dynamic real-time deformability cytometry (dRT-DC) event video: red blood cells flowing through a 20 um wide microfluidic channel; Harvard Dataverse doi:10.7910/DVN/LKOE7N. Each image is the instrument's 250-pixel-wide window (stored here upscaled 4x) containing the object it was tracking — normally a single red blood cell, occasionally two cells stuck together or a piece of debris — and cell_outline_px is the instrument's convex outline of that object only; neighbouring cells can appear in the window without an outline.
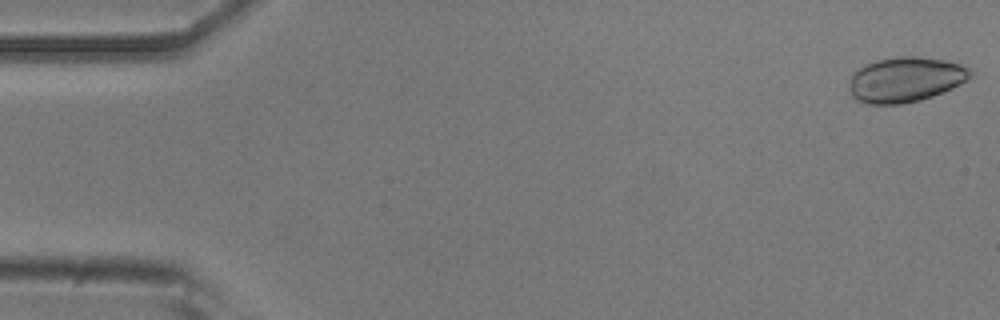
{"species": "common noctule bat (a hibernating species)", "species_latin": "Nyctalus noctula", "temperature_condition": "room temperature", "stored_images_in_passage": 10, "camera_frame_rate_fps": 3000, "um_per_image_px": 0.085, "animal": {"sex": "male", "body_mass_g": 20.5, "forearm_length_mm": 52.5}, "frame": {"image": 1, "passage_image": 1, "time_ms": 0.0, "image_size_px": [1000, 320], "cell_outline_px": [[972, 76], [960, 84], [952, 88], [932, 96], [920, 100], [900, 104], [868, 104], [856, 100], [852, 96], [852, 72], [876, 60], [900, 56], [916, 56], [944, 60], [960, 64], [968, 68], [972, 72]], "centroid_in_image_um": [76.99, 6.76], "position_along_channel_um": 8.0, "area_um2": 31.44}}